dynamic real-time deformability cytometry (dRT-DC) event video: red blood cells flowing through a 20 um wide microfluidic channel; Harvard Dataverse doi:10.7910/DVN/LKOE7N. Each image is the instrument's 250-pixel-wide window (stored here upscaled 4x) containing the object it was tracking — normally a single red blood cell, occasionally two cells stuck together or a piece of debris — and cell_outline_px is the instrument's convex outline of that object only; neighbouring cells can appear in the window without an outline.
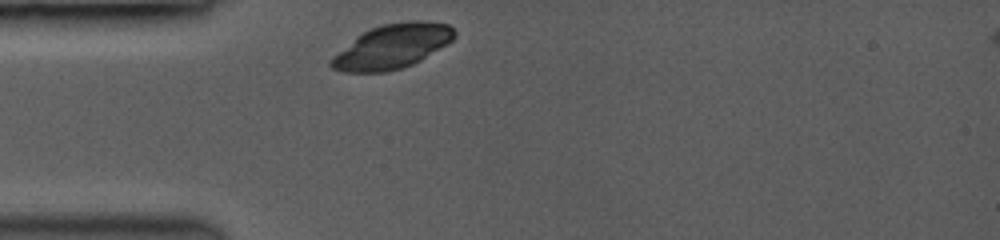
{"species": "common noctule bat (a hibernating species)", "species_latin": "Nyctalus noctula", "temperature_condition": "room temperature", "stored_images_in_passage": 35, "camera_frame_rate_fps": 3500, "um_per_image_px": 0.085, "animal": {"sex": "female", "body_mass_g": 19.0, "forearm_length_mm": 53.3}, "frame": {"image": 1, "passage_image": 1, "time_ms": 0.0, "image_size_px": [1000, 240], "cell_outline_px": [[456, 36], [452, 40], [420, 60], [412, 64], [400, 68], [384, 72], [344, 72], [332, 68], [328, 64], [328, 60], [332, 56], [356, 36], [372, 28], [384, 24], [408, 20], [424, 20], [448, 24], [456, 32]], "centroid_in_image_um": [33.31, 3.94], "position_along_channel_um": 51.7, "area_um2": 31.67}}
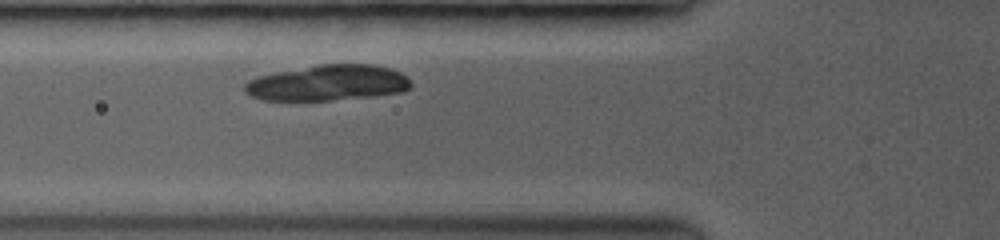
{"frame": {"image": 2, "passage_image": 6, "time_ms": 1.429, "image_size_px": [1000, 240], "cell_outline_px": [[412, 84], [408, 88], [400, 92], [368, 96], [332, 100], [264, 100], [252, 96], [244, 88], [244, 84], [248, 80], [256, 76], [276, 72], [320, 64], [368, 64], [388, 68], [400, 72]], "centroid_in_image_um": [27.82, 7.04], "position_along_channel_um": 98.0, "area_um2": 34.1}}